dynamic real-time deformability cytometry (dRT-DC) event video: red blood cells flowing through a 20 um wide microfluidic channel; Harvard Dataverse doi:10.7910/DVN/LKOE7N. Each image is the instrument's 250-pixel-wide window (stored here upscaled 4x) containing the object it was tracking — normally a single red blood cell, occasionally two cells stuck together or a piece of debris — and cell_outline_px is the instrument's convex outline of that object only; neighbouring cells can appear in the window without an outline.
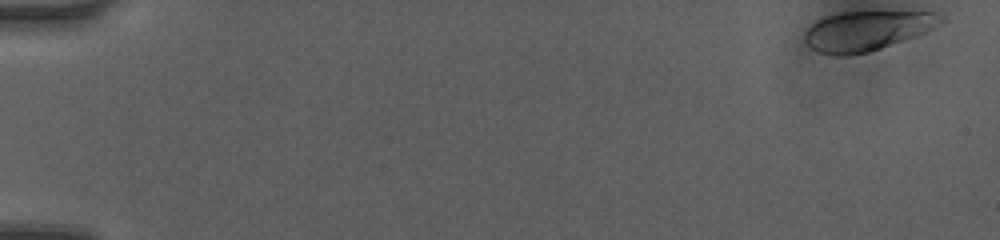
{"species": "human", "species_latin": "Homo sapiens", "temperature_condition": "room temperature", "stored_images_in_passage": 63, "camera_frame_rate_fps": 3000, "um_per_image_px": 0.085, "donor": {"sex": "female"}, "frame": {"image": 1, "passage_image": 1, "time_ms": 0.0, "image_size_px": [1000, 240], "cell_outline_px": [[948, 20], [944, 24], [924, 32], [880, 48], [868, 52], [844, 56], [836, 56], [820, 52], [812, 48], [804, 40], [804, 32], [816, 20], [824, 16], [840, 12], [932, 12], [944, 16]], "centroid_in_image_um": [73.7, 2.6], "position_along_channel_um": 11.3, "area_um2": 31.39}}
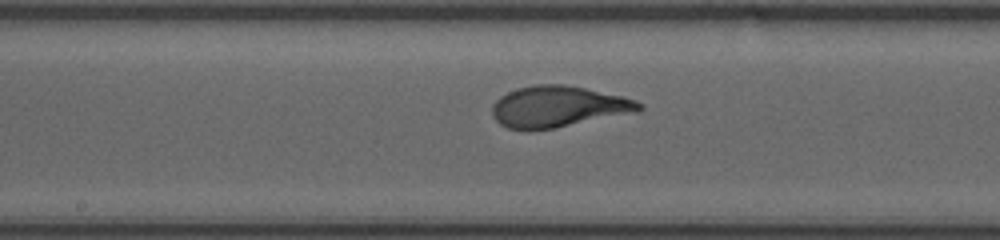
{"frame": {"image": 2, "passage_image": 38, "time_ms": 8.667, "image_size_px": [1000, 240], "cell_outline_px": [[644, 108], [640, 112], [552, 128], [528, 132], [508, 128], [500, 124], [492, 116], [492, 104], [500, 96], [508, 92], [520, 88], [536, 84], [564, 84], [624, 96], [636, 100], [644, 104]], "centroid_in_image_um": [47.47, 9.08], "position_along_channel_um": 200.7, "area_um2": 35.66}}
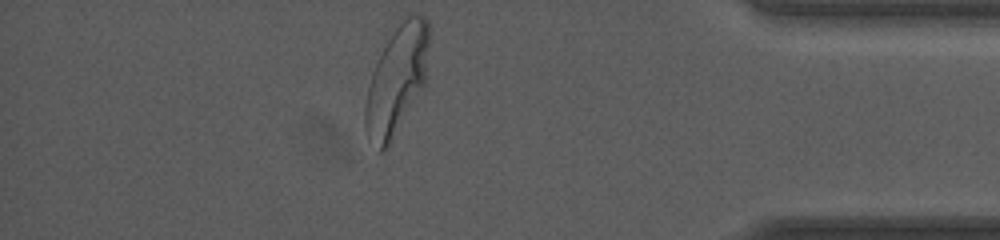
{"frame": {"image": 3, "passage_image": 62, "time_ms": 14.333, "image_size_px": [1000, 240], "cell_outline_px": [[428, 84], [388, 144], [380, 152], [368, 136], [364, 128], [364, 104], [372, 72], [384, 36], [400, 16], [408, 12], [424, 16], [428, 20]], "centroid_in_image_um": [33.74, 6.64], "position_along_channel_um": 401.5, "area_um2": 42.08}, "authors_computed_cell_mechanics": {"area_um2": 34.0442, "velocity_mm_per_s": 4.0817, "shape_relaxation_time_tau1_ms": 3.4653, "shape_relaxation_time_tau2_ms": null, "deformation_change_tau1": 0.1777, "deformation_change_tau2": null}}